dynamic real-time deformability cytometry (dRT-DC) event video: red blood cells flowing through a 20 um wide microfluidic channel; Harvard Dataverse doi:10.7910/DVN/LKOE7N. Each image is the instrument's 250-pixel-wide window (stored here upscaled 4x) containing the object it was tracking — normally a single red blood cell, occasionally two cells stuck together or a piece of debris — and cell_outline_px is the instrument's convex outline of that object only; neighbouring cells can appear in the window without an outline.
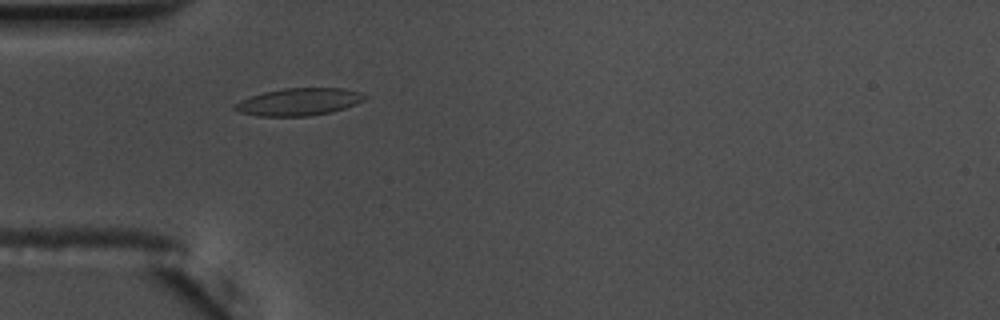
{"species": "common noctule bat (a hibernating species)", "species_latin": "Nyctalus noctula", "temperature_condition": "warm", "stored_images_in_passage": 25, "camera_frame_rate_fps": 3000, "um_per_image_px": 0.085, "animal": {"sex": "male", "body_mass_g": 17.5, "forearm_length_mm": 52.3}, "frame": {"image": 1, "passage_image": 3, "time_ms": 0.667, "image_size_px": [1000, 320], "cell_outline_px": [[368, 96], [364, 100], [356, 104], [332, 112], [308, 116], [260, 116], [240, 112], [232, 108], [232, 104], [240, 100], [264, 92], [284, 88], [344, 88], [360, 92]], "centroid_in_image_um": [25.41, 8.65], "position_along_channel_um": 59.6, "area_um2": 20.75}}